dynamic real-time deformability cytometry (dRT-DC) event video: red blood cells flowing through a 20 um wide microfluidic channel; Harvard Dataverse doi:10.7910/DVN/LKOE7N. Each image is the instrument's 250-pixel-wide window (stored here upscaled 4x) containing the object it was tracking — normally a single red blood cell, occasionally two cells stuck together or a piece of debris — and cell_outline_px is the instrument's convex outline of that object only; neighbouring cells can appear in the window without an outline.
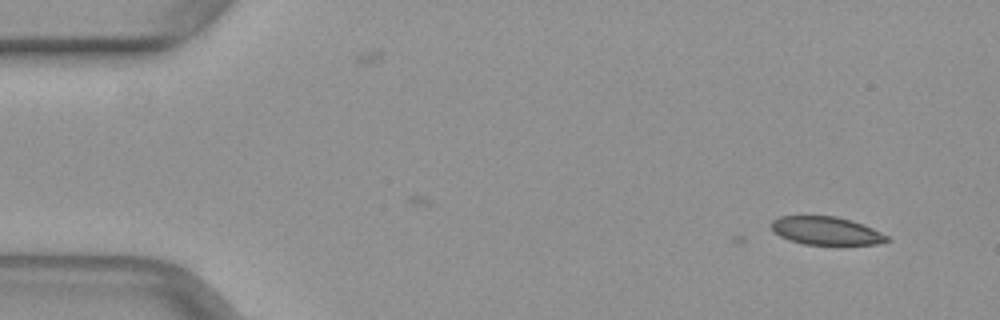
{"species": "common noctule bat (a hibernating species)", "species_latin": "Nyctalus noctula", "temperature_condition": "warm", "stored_images_in_passage": 4, "camera_frame_rate_fps": 3000, "um_per_image_px": 0.085, "animal": {"sex": "female", "body_mass_g": 29.2, "forearm_length_mm": 56.3}, "frame": {"image": 1, "passage_image": 4, "time_ms": 1.0, "image_size_px": [1000, 320], "cell_outline_px": [[892, 240], [876, 244], [804, 244], [788, 240], [772, 232], [772, 220], [780, 216], [836, 216], [852, 220], [864, 224], [888, 236]], "centroid_in_image_um": [70.21, 19.61], "position_along_channel_um": 14.8, "area_um2": 18.96}}